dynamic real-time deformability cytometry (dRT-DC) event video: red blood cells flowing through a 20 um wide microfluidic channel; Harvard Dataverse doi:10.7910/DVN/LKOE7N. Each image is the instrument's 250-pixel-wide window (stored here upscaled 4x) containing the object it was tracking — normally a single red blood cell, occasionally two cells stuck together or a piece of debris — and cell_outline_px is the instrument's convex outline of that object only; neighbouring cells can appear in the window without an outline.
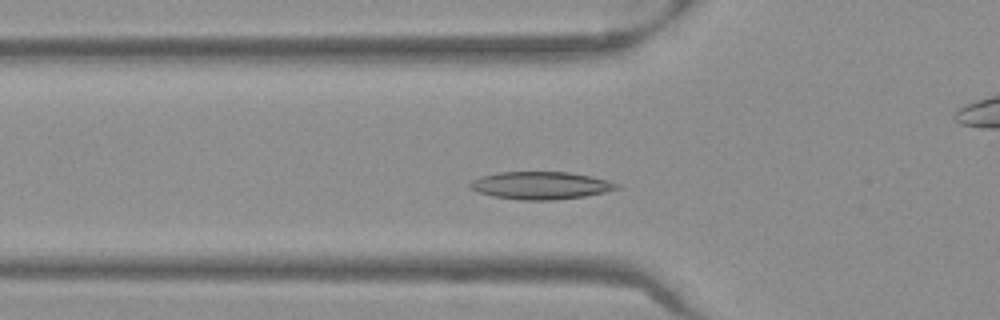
{"species": "Egyptian fruit bat (a non-hibernating species)", "species_latin": "Rousettus aegyptiacus", "temperature_condition": "warm", "stored_images_in_passage": 47, "camera_frame_rate_fps": 3000, "um_per_image_px": 0.085, "frame": {"image": 1, "passage_image": 12, "time_ms": 3.667, "image_size_px": [1000, 320], "cell_outline_px": [[620, 188], [604, 192], [584, 196], [552, 200], [520, 200], [492, 196], [476, 192], [468, 188], [468, 184], [472, 180], [480, 176], [500, 172], [568, 172], [592, 176], [608, 180], [620, 184]], "centroid_in_image_um": [45.92, 15.76], "position_along_channel_um": 79.9, "area_um2": 23.76}}
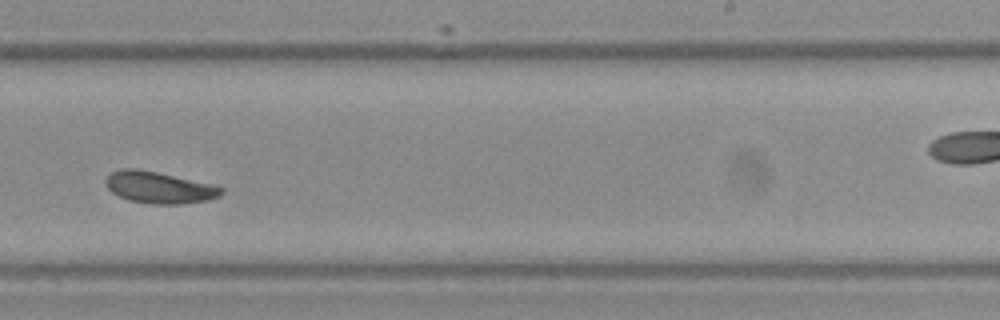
{"frame": {"image": 2, "passage_image": 27, "time_ms": 8.667, "image_size_px": [1000, 320], "cell_outline_px": [[224, 192], [220, 196], [208, 200], [180, 204], [148, 204], [128, 200], [112, 192], [108, 188], [104, 180], [112, 172], [120, 168], [136, 168], [156, 172], [212, 184], [224, 188]], "centroid_in_image_um": [13.53, 15.94], "position_along_channel_um": 275.5, "area_um2": 21.33}}
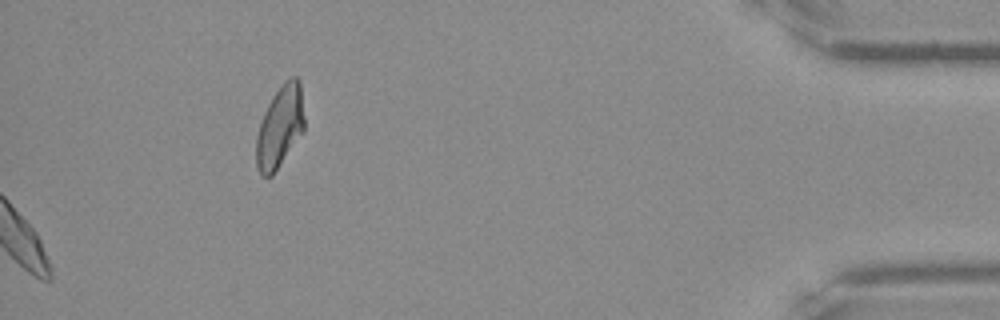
{"frame": {"image": 3, "passage_image": 47, "time_ms": 15.333, "image_size_px": [1000, 320], "cell_outline_px": [[304, 132], [272, 176], [260, 176], [256, 168], [256, 136], [264, 112], [272, 96], [284, 80], [292, 76], [296, 76], [300, 80], [304, 116]], "centroid_in_image_um": [23.79, 10.78], "position_along_channel_um": 411.4, "area_um2": 23.24}, "authors_computed_cell_mechanics": {"area_um2": 21.5594, "velocity_mm_per_s": 3.9081, "shape_relaxation_time_tau1_ms": 4.523, "shape_relaxation_time_tau2_ms": 3.7708, "deformation_change_tau1": 0.135, "deformation_change_tau2": 0.094}}